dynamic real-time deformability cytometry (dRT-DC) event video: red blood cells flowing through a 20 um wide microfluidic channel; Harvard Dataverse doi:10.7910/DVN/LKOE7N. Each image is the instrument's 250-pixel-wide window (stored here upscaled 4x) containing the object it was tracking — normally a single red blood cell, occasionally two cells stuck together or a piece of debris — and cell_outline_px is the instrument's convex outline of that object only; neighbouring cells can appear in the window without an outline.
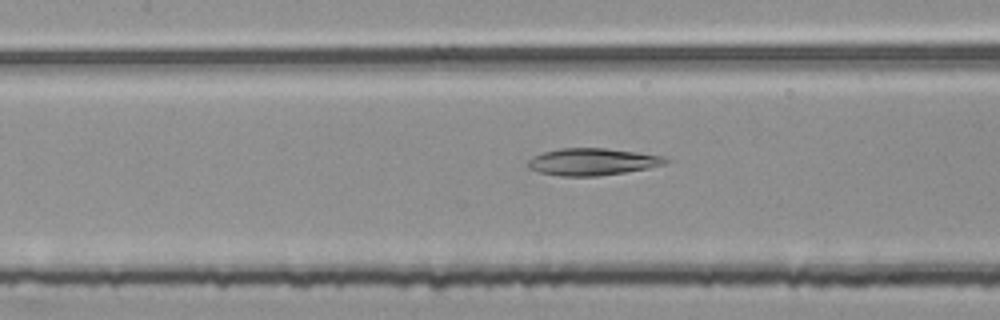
{"species": "common noctule bat (a hibernating species)", "species_latin": "Nyctalus noctula", "temperature_condition": "room temperature", "stored_images_in_passage": 40, "camera_frame_rate_fps": 3000, "um_per_image_px": 0.085, "animal": {"sex": "female", "body_mass_g": 25.1}, "frame": {"image": 1, "passage_image": 11, "time_ms": 3.333, "image_size_px": [1000, 320], "cell_outline_px": [[668, 160], [664, 164], [648, 168], [624, 172], [596, 176], [560, 176], [540, 172], [528, 168], [528, 160], [532, 156], [544, 152], [560, 148], [604, 148], [636, 152], [664, 156]], "centroid_in_image_um": [50.32, 13.75], "position_along_channel_um": 157.1, "area_um2": 21.5}}
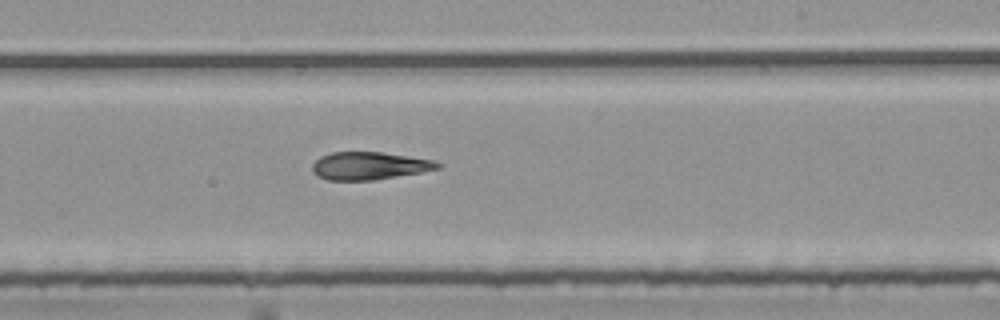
{"frame": {"image": 2, "passage_image": 19, "time_ms": 6.0, "image_size_px": [1000, 320], "cell_outline_px": [[444, 164], [440, 168], [420, 172], [376, 180], [328, 180], [316, 176], [312, 172], [312, 164], [320, 156], [332, 152], [380, 152], [432, 160]], "centroid_in_image_um": [31.35, 14.1], "position_along_channel_um": 257.6, "area_um2": 20.23}}
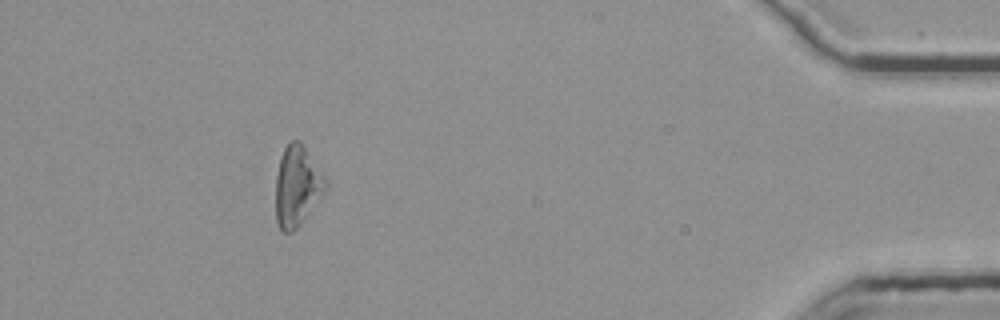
{"frame": {"image": 3, "passage_image": 36, "time_ms": 11.667, "image_size_px": [1000, 320], "cell_outline_px": [[328, 188], [300, 224], [292, 232], [284, 232], [280, 228], [276, 220], [276, 176], [280, 156], [284, 148], [292, 140], [300, 140], [304, 144], [328, 180]], "centroid_in_image_um": [25.28, 15.77], "position_along_channel_um": 409.9, "area_um2": 23.58}}